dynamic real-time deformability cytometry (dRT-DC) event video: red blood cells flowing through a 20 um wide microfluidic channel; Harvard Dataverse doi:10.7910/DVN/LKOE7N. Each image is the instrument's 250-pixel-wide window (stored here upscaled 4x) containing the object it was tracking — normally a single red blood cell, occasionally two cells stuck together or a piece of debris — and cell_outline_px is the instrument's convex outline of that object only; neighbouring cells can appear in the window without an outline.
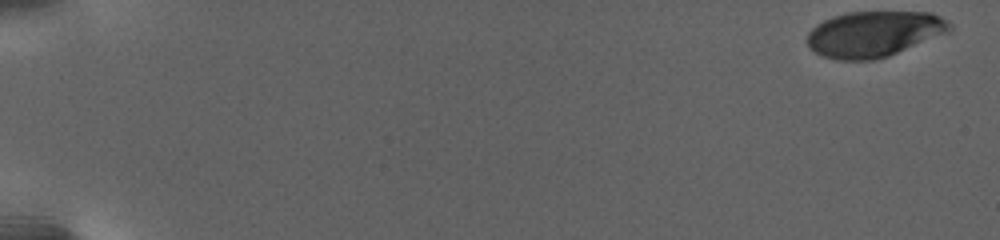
{"species": "human", "species_latin": "Homo sapiens", "temperature_condition": "warm", "stored_images_in_passage": 19, "camera_frame_rate_fps": 3000, "um_per_image_px": 0.085, "donor": {"sex": "female"}, "frame": {"image": 1, "passage_image": 1, "time_ms": 0.0, "image_size_px": [1000, 240], "cell_outline_px": [[952, 28], [948, 32], [888, 56], [876, 60], [840, 60], [824, 56], [816, 52], [808, 44], [808, 32], [816, 24], [832, 16], [848, 12], [932, 12], [940, 16], [952, 24]], "centroid_in_image_um": [74.3, 2.87], "position_along_channel_um": 10.7, "area_um2": 37.8}}
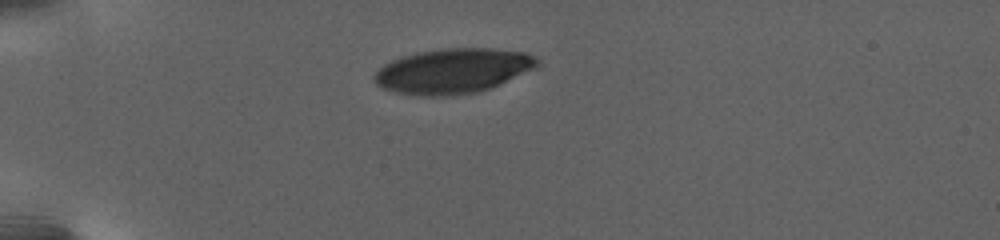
{"frame": {"image": 2, "passage_image": 14, "time_ms": 7.0, "image_size_px": [1000, 240], "cell_outline_px": [[540, 64], [532, 68], [488, 88], [476, 92], [440, 96], [428, 96], [396, 92], [380, 88], [372, 80], [372, 76], [384, 64], [400, 56], [416, 52], [444, 48], [488, 48], [524, 52], [540, 60]], "centroid_in_image_um": [38.4, 6.01], "position_along_channel_um": 46.6, "area_um2": 42.08}}
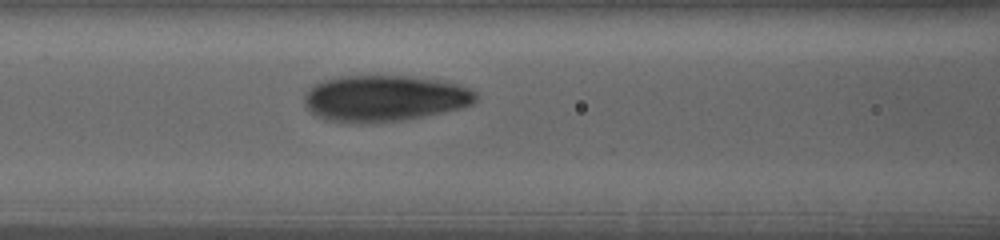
{"frame": {"image": 3, "passage_image": 19, "time_ms": 11.667, "image_size_px": [1000, 240], "cell_outline_px": [[480, 96], [472, 104], [460, 108], [444, 112], [404, 120], [356, 124], [324, 120], [316, 116], [304, 104], [304, 96], [316, 84], [324, 80], [340, 76], [408, 76], [440, 80], [460, 84], [476, 92]], "centroid_in_image_um": [32.7, 8.37], "position_along_channel_um": 133.9, "area_um2": 46.41}}